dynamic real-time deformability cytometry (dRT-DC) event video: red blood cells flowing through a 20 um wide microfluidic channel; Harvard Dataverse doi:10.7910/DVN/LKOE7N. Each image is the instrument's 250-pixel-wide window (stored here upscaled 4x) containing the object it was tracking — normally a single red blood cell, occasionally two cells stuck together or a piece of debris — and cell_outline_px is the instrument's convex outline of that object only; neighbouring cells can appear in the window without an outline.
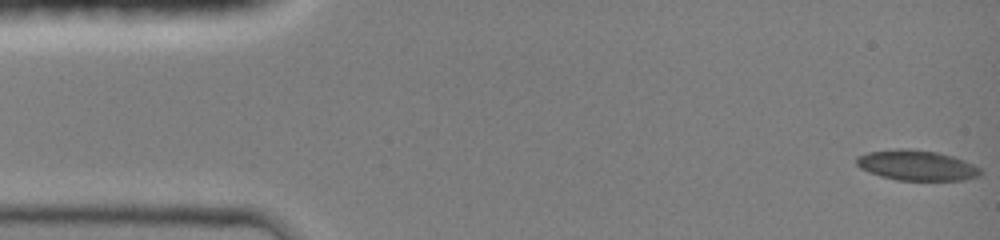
{"species": "common noctule bat (a hibernating species)", "species_latin": "Nyctalus noctula", "temperature_condition": "room temperature", "stored_images_in_passage": 46, "camera_frame_rate_fps": 3000, "um_per_image_px": 0.085, "animal": {"sex": "female", "body_mass_g": 19.0, "forearm_length_mm": 51.5}, "frame": {"image": 1, "passage_image": 1, "time_ms": 0.0, "image_size_px": [1000, 240], "cell_outline_px": [[980, 172], [976, 176], [960, 180], [900, 180], [884, 176], [860, 168], [856, 164], [856, 160], [860, 156], [868, 152], [936, 152], [952, 156], [972, 164], [980, 168]], "centroid_in_image_um": [77.97, 14.11], "position_along_channel_um": 7.0, "area_um2": 20.17}}
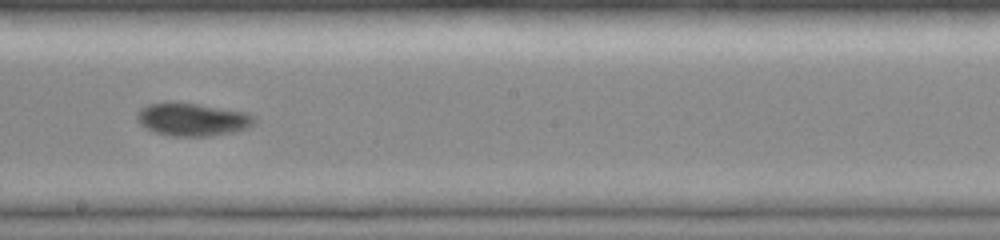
{"frame": {"image": 2, "passage_image": 26, "time_ms": 8.333, "image_size_px": [1000, 240], "cell_outline_px": [[256, 124], [248, 128], [232, 132], [208, 136], [168, 136], [156, 132], [140, 124], [136, 120], [136, 116], [140, 108], [148, 104], [168, 100], [196, 104], [244, 112], [256, 116]], "centroid_in_image_um": [16.33, 10.14], "position_along_channel_um": 231.9, "area_um2": 22.72}}
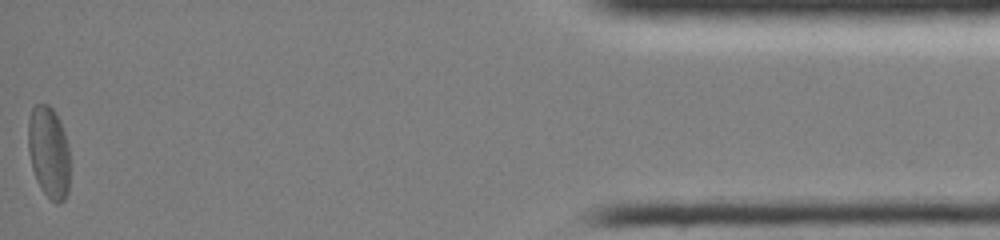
{"frame": {"image": 3, "passage_image": 46, "time_ms": 15.0, "image_size_px": [1000, 240], "cell_outline_px": [[68, 192], [64, 200], [60, 204], [56, 204], [44, 192], [36, 180], [32, 168], [28, 152], [28, 120], [32, 108], [36, 104], [48, 104], [52, 108], [60, 120], [64, 132], [68, 148]], "centroid_in_image_um": [4.13, 12.92], "position_along_channel_um": 431.1, "area_um2": 22.25}, "authors_computed_cell_mechanics": {"area_um2": 21.675, "velocity_mm_per_s": 4.158, "shape_relaxation_time_tau1_ms": 5.434, "shape_relaxation_time_tau2_ms": 3.7586, "deformation_change_tau1": 0.1231, "deformation_change_tau2": 0.0614}}